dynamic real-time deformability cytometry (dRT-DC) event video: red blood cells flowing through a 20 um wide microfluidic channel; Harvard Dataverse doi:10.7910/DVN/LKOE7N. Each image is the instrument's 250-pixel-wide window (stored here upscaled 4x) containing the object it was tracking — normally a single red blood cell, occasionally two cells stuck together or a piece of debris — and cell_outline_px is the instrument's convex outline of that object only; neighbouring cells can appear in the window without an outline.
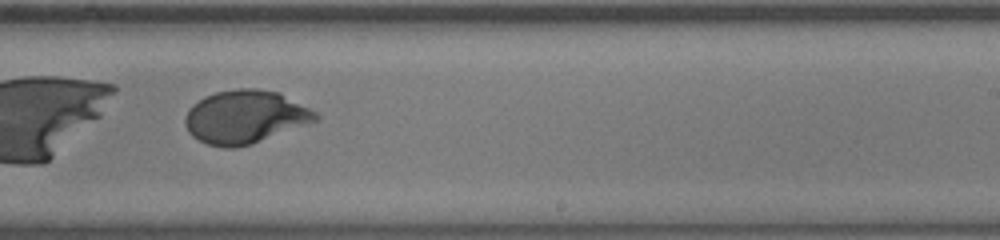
{"species": "human", "species_latin": "Homo sapiens", "temperature_condition": "room temperature", "stored_images_in_passage": 51, "camera_frame_rate_fps": 3000, "um_per_image_px": 0.085, "donor": {"sex": "male"}, "frame": {"image": 1, "passage_image": 38, "time_ms": 12.333, "image_size_px": [1000, 240], "cell_outline_px": [[320, 120], [252, 144], [236, 148], [224, 148], [208, 144], [192, 136], [188, 132], [184, 124], [184, 116], [188, 108], [192, 104], [204, 96], [216, 92], [236, 88], [256, 88], [280, 92], [316, 112], [320, 116]], "centroid_in_image_um": [20.83, 9.93], "position_along_channel_um": 268.2, "area_um2": 40.92}}
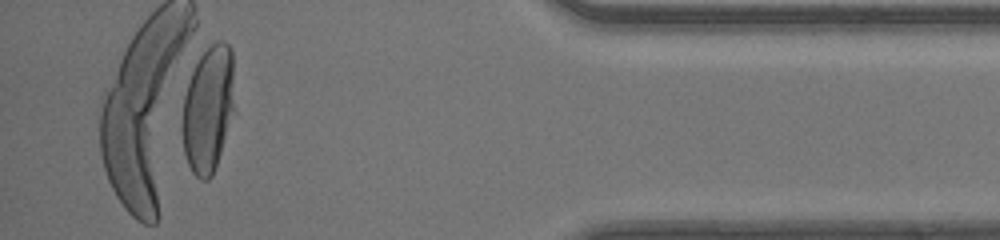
{"frame": {"image": 2, "passage_image": 51, "time_ms": 16.667, "image_size_px": [1000, 240], "cell_outline_px": [[232, 108], [220, 152], [212, 176], [208, 180], [200, 180], [192, 172], [188, 164], [184, 152], [180, 128], [180, 120], [184, 96], [192, 64], [216, 40], [224, 40], [232, 48]], "centroid_in_image_um": [17.61, 9.23], "position_along_channel_um": 417.6, "area_um2": 38.32}, "authors_computed_cell_mechanics": {"area_um2": 42.2518, "velocity_mm_per_s": 4.1467, "shape_relaxation_time_tau1_ms": 2.9904, "shape_relaxation_time_tau2_ms": null, "deformation_change_tau1": 0.1994, "deformation_change_tau2": null}}